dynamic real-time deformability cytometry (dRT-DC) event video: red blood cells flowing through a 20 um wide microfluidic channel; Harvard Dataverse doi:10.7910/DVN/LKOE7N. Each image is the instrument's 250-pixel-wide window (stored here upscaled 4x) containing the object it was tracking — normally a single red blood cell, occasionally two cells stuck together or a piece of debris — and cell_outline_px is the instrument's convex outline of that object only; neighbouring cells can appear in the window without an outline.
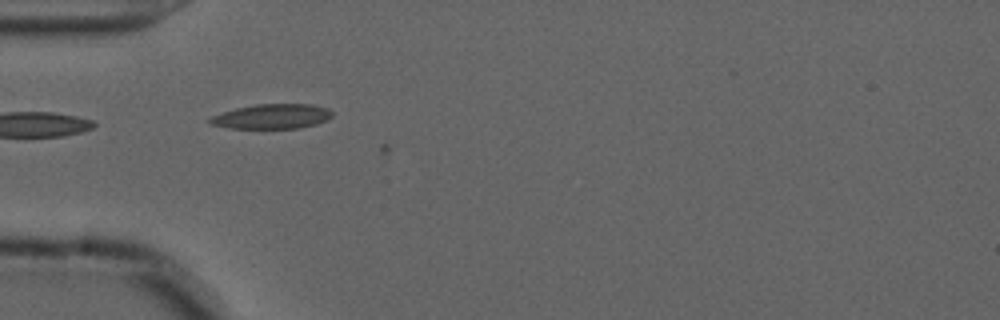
{"species": "common noctule bat (a hibernating species)", "species_latin": "Nyctalus noctula", "temperature_condition": "cold", "stored_images_in_passage": 3, "camera_frame_rate_fps": 3000, "um_per_image_px": 0.085, "animal": {"sex": "male", "forearm_length_mm": 52.5}, "frame": {"image": 1, "passage_image": 1, "time_ms": 0.0, "image_size_px": [1000, 320], "cell_outline_px": [[332, 116], [328, 120], [316, 124], [300, 128], [228, 128], [208, 124], [208, 120], [212, 116], [236, 108], [256, 104], [312, 104], [328, 108], [332, 112]], "centroid_in_image_um": [23.13, 9.9], "position_along_channel_um": 61.9, "area_um2": 17.69}}